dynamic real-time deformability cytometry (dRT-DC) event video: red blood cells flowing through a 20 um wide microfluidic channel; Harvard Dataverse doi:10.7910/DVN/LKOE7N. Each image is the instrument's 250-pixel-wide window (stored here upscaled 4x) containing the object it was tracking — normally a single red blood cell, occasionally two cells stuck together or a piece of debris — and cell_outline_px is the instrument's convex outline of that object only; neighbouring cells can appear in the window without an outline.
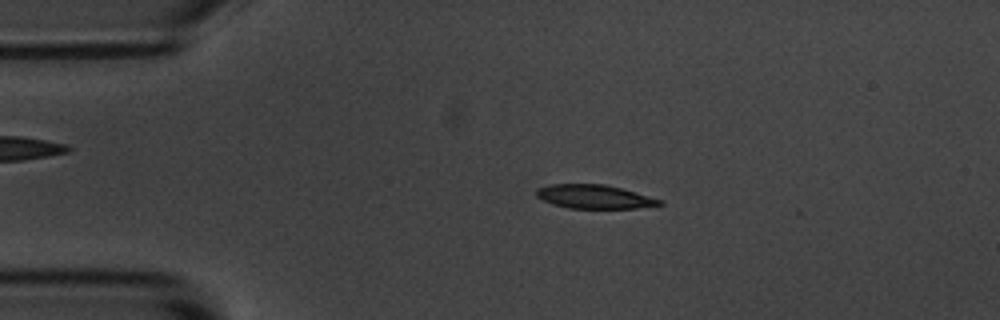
{"species": "common noctule bat (a hibernating species)", "species_latin": "Nyctalus noctula", "temperature_condition": "room temperature", "stored_images_in_passage": 4, "camera_frame_rate_fps": 3000, "um_per_image_px": 0.085, "animal": {"sex": "male", "body_mass_g": 20.1, "forearm_length_mm": 53.5}, "frame": {"image": 1, "passage_image": 3, "time_ms": 2.333, "image_size_px": [1000, 320], "cell_outline_px": [[664, 204], [636, 208], [568, 208], [552, 204], [536, 196], [536, 188], [552, 184], [604, 184], [620, 188], [664, 200]], "centroid_in_image_um": [50.52, 16.72], "position_along_channel_um": 34.5, "area_um2": 16.99}}